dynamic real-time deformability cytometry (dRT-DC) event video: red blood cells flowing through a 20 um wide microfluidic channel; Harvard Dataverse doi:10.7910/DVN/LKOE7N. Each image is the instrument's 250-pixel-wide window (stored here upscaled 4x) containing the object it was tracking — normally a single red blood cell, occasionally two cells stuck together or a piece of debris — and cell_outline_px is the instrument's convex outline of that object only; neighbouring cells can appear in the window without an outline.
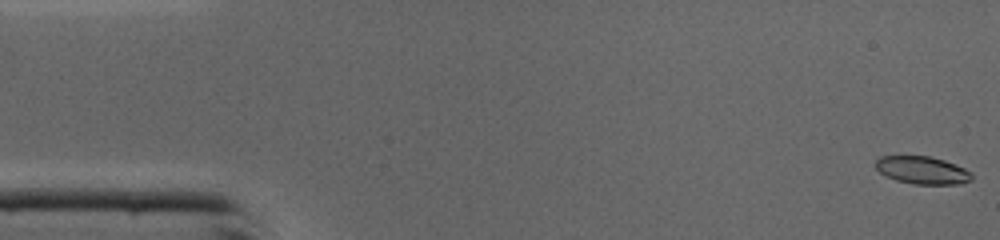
{"species": "common noctule bat (a hibernating species)", "species_latin": "Nyctalus noctula", "temperature_condition": "cold", "stored_images_in_passage": 46, "camera_frame_rate_fps": 3000, "um_per_image_px": 0.085, "animal": {"sex": "male", "body_mass_g": 19.0, "forearm_length_mm": 50.8}, "frame": {"image": 1, "passage_image": 1, "time_ms": 0.0, "image_size_px": [1000, 240], "cell_outline_px": [[972, 180], [960, 184], [912, 184], [896, 180], [884, 176], [876, 168], [876, 160], [880, 156], [932, 156], [944, 160], [964, 168], [972, 172]], "centroid_in_image_um": [78.4, 14.47], "position_along_channel_um": 6.6, "area_um2": 15.61}}
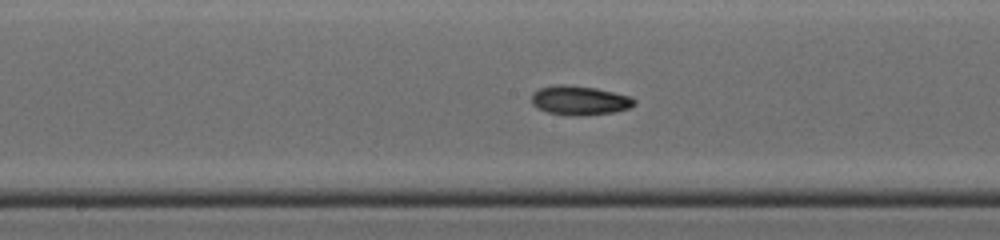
{"frame": {"image": 2, "passage_image": 23, "time_ms": 7.333, "image_size_px": [1000, 240], "cell_outline_px": [[636, 104], [628, 108], [616, 112], [580, 116], [572, 116], [548, 112], [532, 104], [532, 92], [540, 88], [556, 84], [568, 84], [596, 88], [632, 96], [636, 100]], "centroid_in_image_um": [49.3, 8.52], "position_along_channel_um": 198.9, "area_um2": 17.69}}
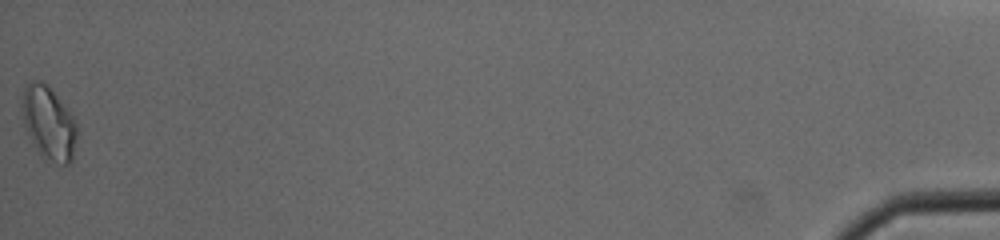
{"frame": {"image": 3, "passage_image": 46, "time_ms": 15.0, "image_size_px": [1000, 240], "cell_outline_px": [[80, 132], [72, 160], [68, 164], [60, 164], [40, 156], [32, 144], [24, 124], [20, 104], [24, 88], [32, 80], [40, 80], [48, 84], [72, 116], [80, 128]], "centroid_in_image_um": [4.16, 10.47], "position_along_channel_um": 431.0, "area_um2": 24.04}, "authors_computed_cell_mechanics": {"area_um2": 16.762, "velocity_mm_per_s": 4.3839, "shape_relaxation_time_tau1_ms": 5.7347, "shape_relaxation_time_tau2_ms": null, "deformation_change_tau1": 0.1806, "deformation_change_tau2": null}}